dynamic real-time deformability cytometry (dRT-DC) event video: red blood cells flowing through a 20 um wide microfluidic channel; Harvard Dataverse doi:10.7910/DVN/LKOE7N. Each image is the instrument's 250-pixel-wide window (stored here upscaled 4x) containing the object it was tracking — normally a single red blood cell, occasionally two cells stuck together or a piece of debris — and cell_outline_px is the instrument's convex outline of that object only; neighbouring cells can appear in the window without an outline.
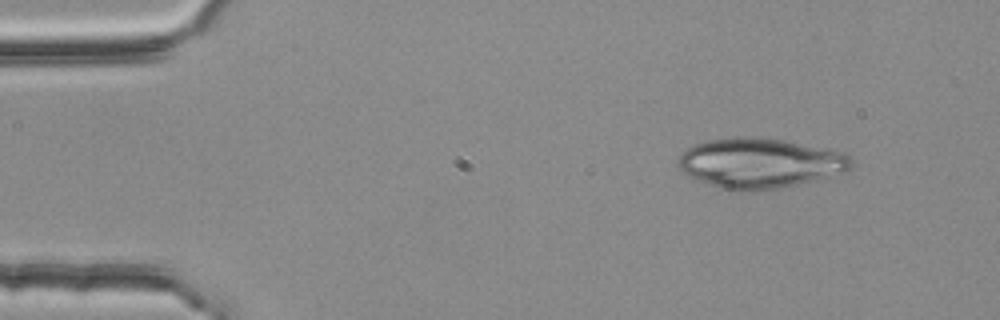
{"species": "common noctule bat (a hibernating species)", "species_latin": "Nyctalus noctula", "temperature_condition": "room temperature", "stored_images_in_passage": 3, "camera_frame_rate_fps": 3000, "um_per_image_px": 0.085, "animal": {"sex": "female", "body_mass_g": 25.1}, "frame": {"image": 1, "passage_image": 1, "time_ms": 0.0, "image_size_px": [1000, 320], "cell_outline_px": [[852, 164], [844, 172], [796, 184], [776, 188], [752, 192], [736, 192], [708, 184], [688, 176], [676, 164], [680, 152], [696, 144], [708, 140], [740, 136], [748, 136], [784, 140], [836, 152], [848, 156], [852, 160]], "centroid_in_image_um": [64.47, 13.87], "position_along_channel_um": 20.5, "area_um2": 49.82}}